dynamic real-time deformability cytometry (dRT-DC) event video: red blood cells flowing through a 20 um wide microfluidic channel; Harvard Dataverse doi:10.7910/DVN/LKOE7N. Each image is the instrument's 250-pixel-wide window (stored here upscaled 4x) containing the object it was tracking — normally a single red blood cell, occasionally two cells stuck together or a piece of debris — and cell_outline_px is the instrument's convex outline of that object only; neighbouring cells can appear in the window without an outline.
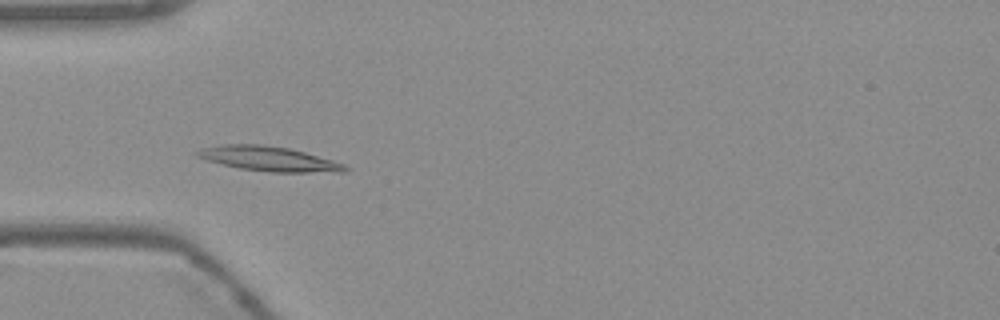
{"species": "Egyptian fruit bat (a non-hibernating species)", "species_latin": "Rousettus aegyptiacus", "temperature_condition": "warm", "stored_images_in_passage": 55, "camera_frame_rate_fps": 3000, "um_per_image_px": 0.085, "frame": {"image": 1, "passage_image": 17, "time_ms": 5.333, "image_size_px": [1000, 320], "cell_outline_px": [[348, 168], [344, 172], [272, 172], [240, 168], [208, 160], [196, 156], [196, 152], [200, 148], [224, 144], [260, 144], [288, 148], [304, 152], [332, 160], [344, 164]], "centroid_in_image_um": [22.85, 13.49], "position_along_channel_um": 62.1, "area_um2": 20.92}}
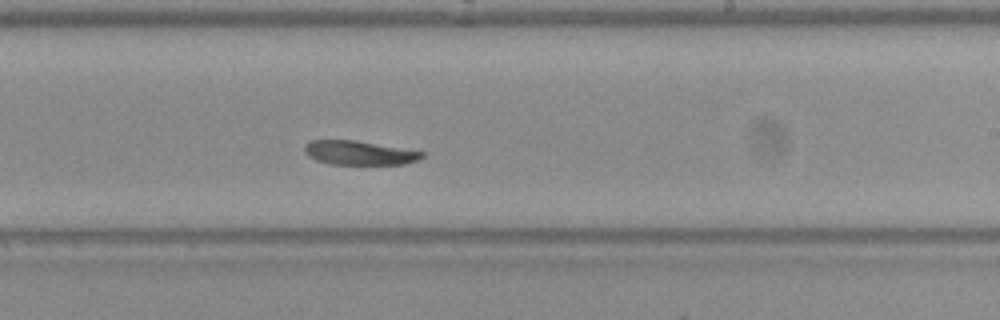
{"frame": {"image": 2, "passage_image": 33, "time_ms": 10.667, "image_size_px": [1000, 320], "cell_outline_px": [[424, 156], [420, 160], [404, 164], [332, 164], [316, 160], [308, 156], [304, 152], [304, 144], [308, 140], [356, 140], [424, 152]], "centroid_in_image_um": [30.51, 12.98], "position_along_channel_um": 258.5, "area_um2": 16.53}}
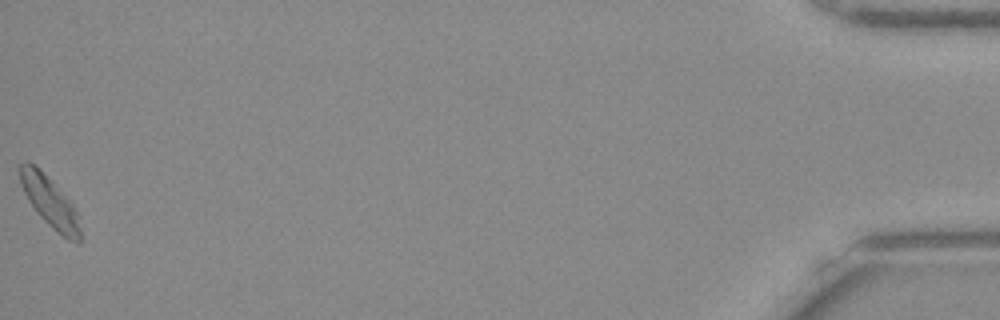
{"frame": {"image": 3, "passage_image": 55, "time_ms": 18.0, "image_size_px": [1000, 320], "cell_outline_px": [[80, 244], [68, 240], [56, 232], [36, 212], [28, 200], [20, 184], [16, 168], [20, 164], [28, 160], [40, 168], [76, 208], [80, 216]], "centroid_in_image_um": [4.21, 17.14], "position_along_channel_um": 431.0, "area_um2": 18.21}, "authors_computed_cell_mechanics": {"area_um2": 17.8024, "velocity_mm_per_s": 3.7123, "shape_relaxation_time_tau1_ms": 6.1601, "shape_relaxation_time_tau2_ms": null, "deformation_change_tau1": 0.1621, "deformation_change_tau2": null}}